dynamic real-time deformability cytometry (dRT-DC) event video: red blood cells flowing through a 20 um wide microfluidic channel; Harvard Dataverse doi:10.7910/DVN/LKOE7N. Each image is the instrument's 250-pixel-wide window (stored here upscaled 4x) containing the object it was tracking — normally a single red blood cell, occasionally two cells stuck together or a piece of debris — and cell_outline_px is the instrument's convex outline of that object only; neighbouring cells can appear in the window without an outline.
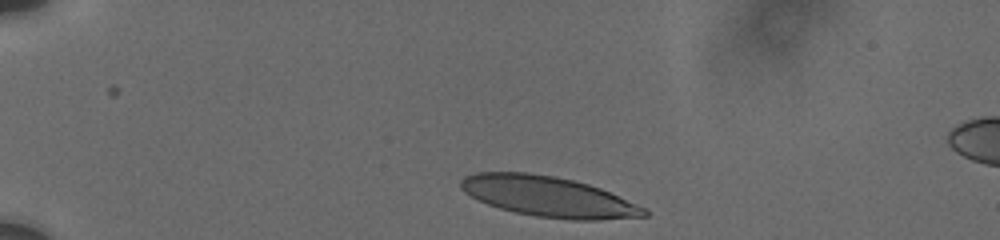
{"species": "human", "species_latin": "Homo sapiens", "temperature_condition": "cold", "stored_images_in_passage": 9, "camera_frame_rate_fps": 3000, "um_per_image_px": 0.085, "donor": {"sex": "male"}, "frame": {"image": 1, "passage_image": 1, "time_ms": 0.0, "image_size_px": [1000, 240], "cell_outline_px": [[648, 216], [600, 220], [572, 220], [536, 216], [516, 212], [500, 208], [488, 204], [464, 192], [460, 188], [460, 180], [464, 176], [476, 172], [528, 172], [556, 176], [588, 184], [600, 188], [648, 208]], "centroid_in_image_um": [46.64, 16.7], "position_along_channel_um": 38.4, "area_um2": 43.23}}
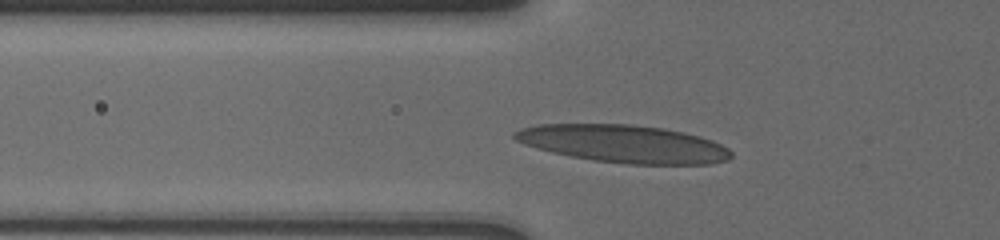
{"frame": {"image": 2, "passage_image": 7, "time_ms": 2.667, "image_size_px": [1000, 240], "cell_outline_px": [[732, 156], [728, 160], [712, 164], [628, 164], [592, 160], [552, 152], [536, 148], [524, 144], [516, 140], [512, 136], [512, 132], [520, 128], [536, 124], [632, 124], [664, 128], [684, 132], [700, 136], [712, 140], [728, 148], [732, 152]], "centroid_in_image_um": [53.01, 12.22], "position_along_channel_um": 72.8, "area_um2": 47.8}}